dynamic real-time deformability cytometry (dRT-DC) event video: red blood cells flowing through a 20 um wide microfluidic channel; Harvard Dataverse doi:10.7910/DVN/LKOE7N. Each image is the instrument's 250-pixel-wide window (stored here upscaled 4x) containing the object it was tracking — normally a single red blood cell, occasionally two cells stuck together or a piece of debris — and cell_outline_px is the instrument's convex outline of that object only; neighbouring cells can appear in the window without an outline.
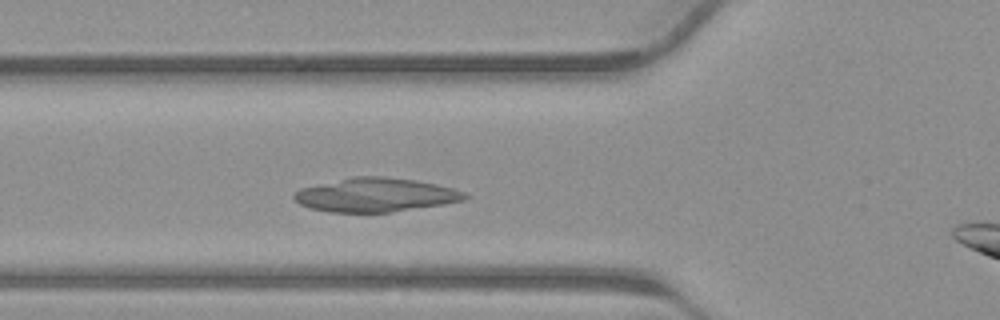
{"species": "common noctule bat (a hibernating species)", "species_latin": "Nyctalus noctula", "temperature_condition": "warm", "stored_images_in_passage": 31, "camera_frame_rate_fps": 3000, "um_per_image_px": 0.085, "animal": {"sex": "male", "body_mass_g": 23.1, "forearm_length_mm": 52.7}, "frame": {"image": 1, "passage_image": 10, "time_ms": 3.0, "image_size_px": [1000, 320], "cell_outline_px": [[464, 196], [460, 200], [436, 204], [384, 212], [336, 212], [312, 208], [296, 200], [296, 192], [304, 188], [348, 180], [408, 180], [428, 184], [444, 188], [456, 192]], "centroid_in_image_um": [31.81, 16.64], "position_along_channel_um": 94.0, "area_um2": 29.42}}
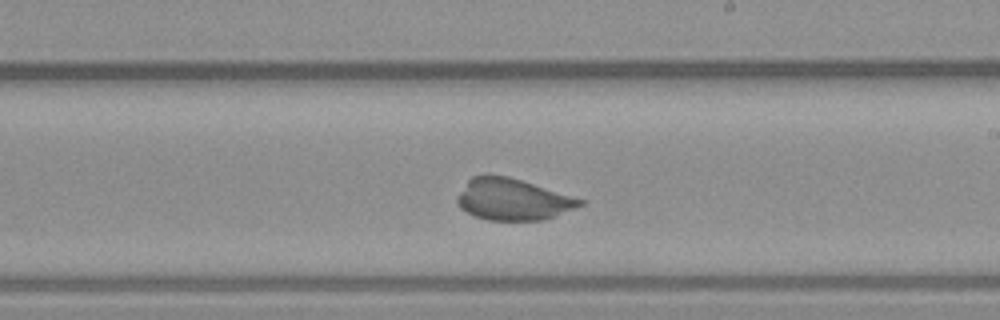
{"frame": {"image": 2, "passage_image": 19, "time_ms": 6.0, "image_size_px": [1000, 320], "cell_outline_px": [[584, 200], [580, 204], [548, 216], [536, 220], [492, 220], [476, 216], [468, 212], [460, 204], [460, 196], [468, 180], [476, 176], [504, 176], [520, 180]], "centroid_in_image_um": [43.55, 16.94], "position_along_channel_um": 245.5, "area_um2": 27.63}}
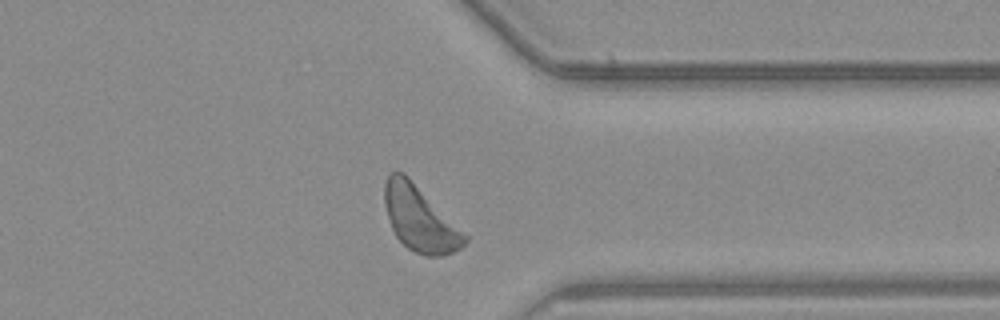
{"frame": {"image": 3, "passage_image": 27, "time_ms": 8.667, "image_size_px": [1000, 320], "cell_outline_px": [[464, 244], [448, 252], [432, 256], [428, 256], [416, 252], [408, 248], [396, 236], [392, 228], [384, 200], [384, 188], [388, 176], [392, 172], [400, 172], [416, 188], [464, 240]], "centroid_in_image_um": [35.49, 18.63], "position_along_channel_um": 375.9, "area_um2": 26.7}}